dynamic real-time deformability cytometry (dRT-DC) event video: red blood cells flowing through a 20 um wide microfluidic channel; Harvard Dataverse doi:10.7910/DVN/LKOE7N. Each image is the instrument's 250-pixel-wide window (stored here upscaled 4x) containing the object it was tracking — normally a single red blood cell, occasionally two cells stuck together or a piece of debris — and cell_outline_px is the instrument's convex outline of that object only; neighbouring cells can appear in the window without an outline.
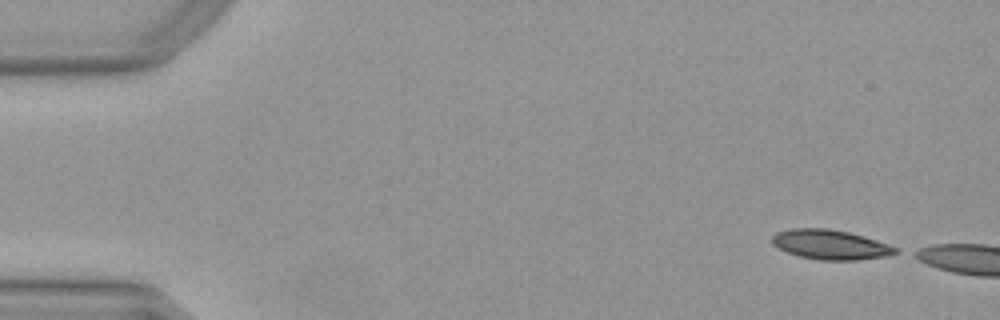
{"species": "Egyptian fruit bat (a non-hibernating species)", "species_latin": "Rousettus aegyptiacus", "temperature_condition": "warm", "stored_images_in_passage": 10, "camera_frame_rate_fps": 3000, "um_per_image_px": 0.085, "animal": {"sex": "female"}, "frame": {"image": 1, "passage_image": 1, "time_ms": 0.0, "image_size_px": [1000, 320], "cell_outline_px": [[900, 252], [884, 256], [856, 260], [820, 260], [800, 256], [776, 248], [772, 244], [772, 236], [776, 232], [792, 228], [828, 228], [848, 232], [864, 236], [900, 248]], "centroid_in_image_um": [70.58, 20.78], "position_along_channel_um": 14.4, "area_um2": 21.39}}